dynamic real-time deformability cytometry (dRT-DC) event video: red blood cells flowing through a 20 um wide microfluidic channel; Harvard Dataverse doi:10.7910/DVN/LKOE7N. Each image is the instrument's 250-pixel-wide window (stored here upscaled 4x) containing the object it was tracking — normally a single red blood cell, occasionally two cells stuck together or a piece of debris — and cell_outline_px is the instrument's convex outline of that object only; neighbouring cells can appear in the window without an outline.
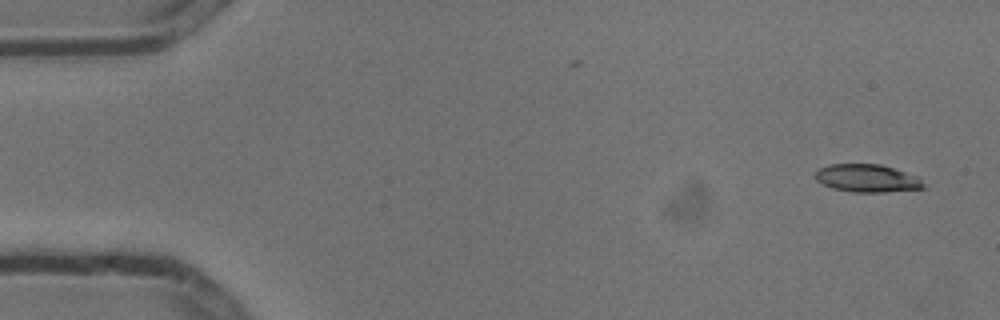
{"species": "common noctule bat (a hibernating species)", "species_latin": "Nyctalus noctula", "temperature_condition": "cold", "stored_images_in_passage": 5, "segment_of_instrument_passage": [2, 2], "camera_frame_rate_fps": 3000, "um_per_image_px": 0.085, "animal": {"sex": "male", "body_mass_g": 13.3}, "frame": {"image": 1, "passage_image": 5, "time_ms": 1.333, "image_size_px": [1000, 320], "cell_outline_px": [[924, 188], [884, 192], [852, 192], [832, 188], [816, 180], [816, 172], [820, 168], [828, 164], [880, 164], [916, 176], [924, 184]], "centroid_in_image_um": [73.68, 15.15], "position_along_channel_um": 11.3, "area_um2": 17.28}}